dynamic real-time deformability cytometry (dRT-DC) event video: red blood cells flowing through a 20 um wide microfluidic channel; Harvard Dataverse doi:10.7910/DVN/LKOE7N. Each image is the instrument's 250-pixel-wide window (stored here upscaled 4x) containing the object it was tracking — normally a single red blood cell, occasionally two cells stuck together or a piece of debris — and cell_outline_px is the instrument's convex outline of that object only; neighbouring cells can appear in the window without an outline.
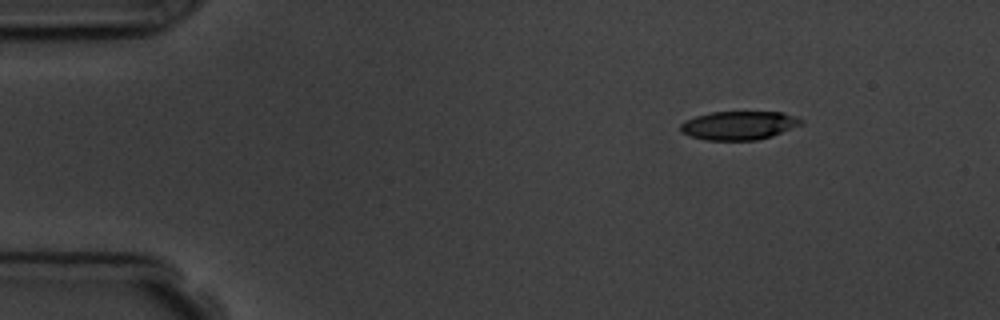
{"species": "common noctule bat (a hibernating species)", "species_latin": "Nyctalus noctula", "temperature_condition": "room temperature", "stored_images_in_passage": 6, "camera_frame_rate_fps": 3000, "um_per_image_px": 0.085, "animal": {"sex": "male", "body_mass_g": 19.5, "forearm_length_mm": 54.6}, "frame": {"image": 1, "passage_image": 1, "time_ms": 0.0, "image_size_px": [1000, 320], "cell_outline_px": [[804, 124], [772, 136], [756, 140], [704, 140], [680, 132], [680, 124], [684, 120], [696, 116], [712, 112], [784, 112], [796, 116], [804, 120]], "centroid_in_image_um": [62.83, 10.66], "position_along_channel_um": 22.2, "area_um2": 20.29}}
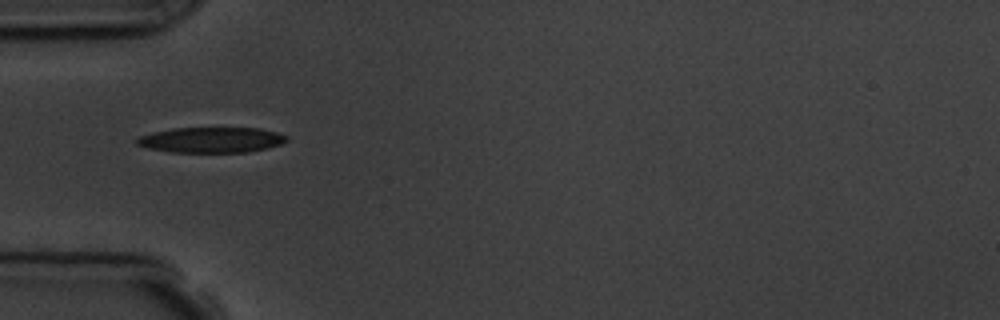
{"frame": {"image": 2, "passage_image": 4, "time_ms": 3.333, "image_size_px": [1000, 320], "cell_outline_px": [[288, 140], [280, 144], [268, 148], [248, 152], [172, 152], [148, 148], [136, 144], [136, 136], [152, 132], [172, 128], [260, 128], [276, 132], [288, 136]], "centroid_in_image_um": [17.95, 11.89], "position_along_channel_um": 67.1, "area_um2": 22.37}}